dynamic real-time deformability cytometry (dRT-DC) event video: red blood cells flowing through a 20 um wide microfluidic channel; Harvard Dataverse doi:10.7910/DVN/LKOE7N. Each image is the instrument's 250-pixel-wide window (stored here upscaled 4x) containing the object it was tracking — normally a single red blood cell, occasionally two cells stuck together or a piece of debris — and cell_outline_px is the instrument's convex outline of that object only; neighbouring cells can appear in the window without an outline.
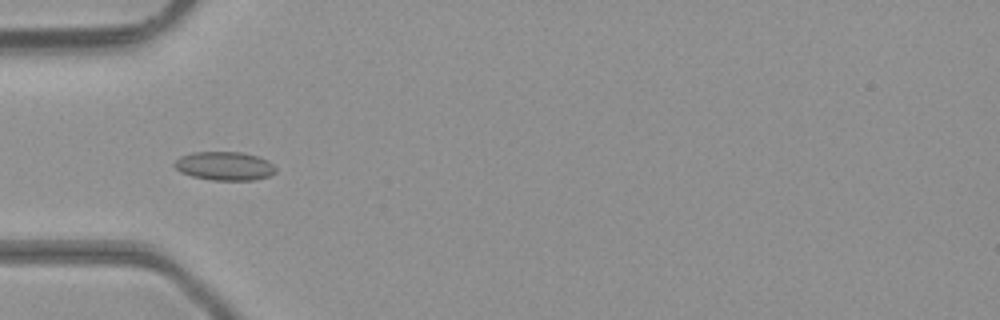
{"species": "common noctule bat (a hibernating species)", "species_latin": "Nyctalus noctula", "temperature_condition": "room temperature", "stored_images_in_passage": 44, "camera_frame_rate_fps": 3000, "um_per_image_px": 0.085, "animal": {"sex": "male", "body_mass_g": 23.1, "forearm_length_mm": 52.7}, "frame": {"image": 1, "passage_image": 12, "time_ms": 3.667, "image_size_px": [1000, 320], "cell_outline_px": [[276, 172], [268, 176], [252, 180], [212, 180], [192, 176], [180, 172], [172, 164], [180, 156], [192, 152], [240, 152], [256, 156], [268, 160], [276, 168]], "centroid_in_image_um": [19.06, 14.11], "position_along_channel_um": 65.9, "area_um2": 16.88}}
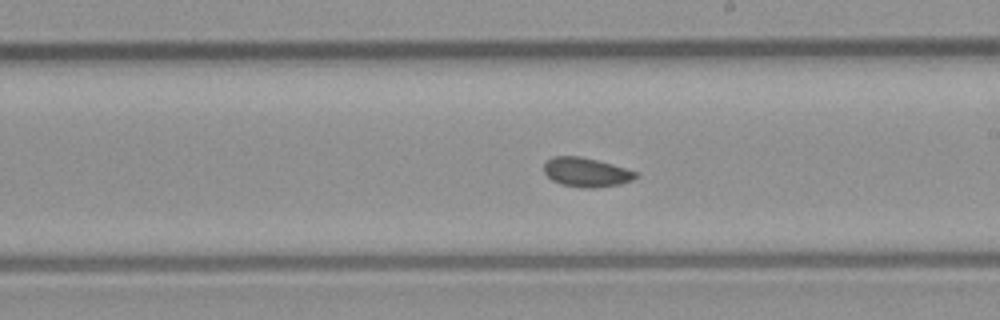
{"frame": {"image": 2, "passage_image": 24, "time_ms": 7.667, "image_size_px": [1000, 320], "cell_outline_px": [[640, 176], [632, 180], [620, 184], [596, 188], [580, 188], [560, 184], [552, 180], [544, 172], [544, 164], [552, 156], [580, 156], [612, 164], [636, 172]], "centroid_in_image_um": [49.82, 14.65], "position_along_channel_um": 239.2, "area_um2": 15.66}}
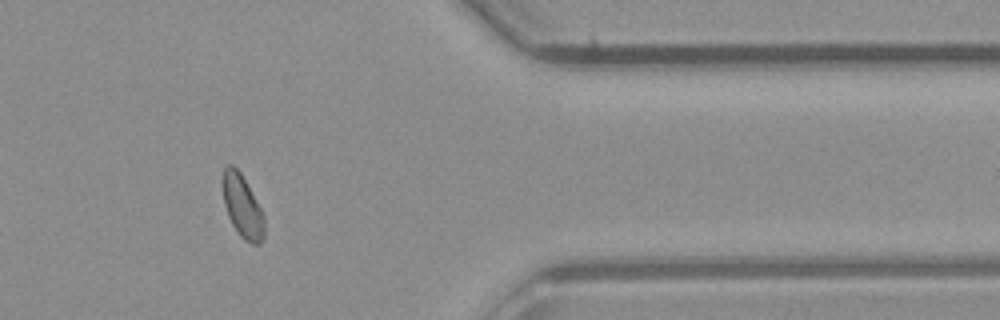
{"frame": {"image": 3, "passage_image": 36, "time_ms": 11.667, "image_size_px": [1000, 320], "cell_outline_px": [[264, 236], [260, 244], [252, 244], [244, 240], [240, 236], [232, 224], [228, 216], [224, 204], [224, 168], [228, 164], [232, 164], [240, 172], [260, 208], [264, 216]], "centroid_in_image_um": [20.62, 17.59], "position_along_channel_um": 390.8, "area_um2": 14.8}, "authors_computed_cell_mechanics": {"area_um2": 15.7216, "velocity_mm_per_s": 4.3237, "shape_relaxation_time_tau1_ms": null, "shape_relaxation_time_tau2_ms": 4.9017, "deformation_change_tau1": null, "deformation_change_tau2": 0.0753}}